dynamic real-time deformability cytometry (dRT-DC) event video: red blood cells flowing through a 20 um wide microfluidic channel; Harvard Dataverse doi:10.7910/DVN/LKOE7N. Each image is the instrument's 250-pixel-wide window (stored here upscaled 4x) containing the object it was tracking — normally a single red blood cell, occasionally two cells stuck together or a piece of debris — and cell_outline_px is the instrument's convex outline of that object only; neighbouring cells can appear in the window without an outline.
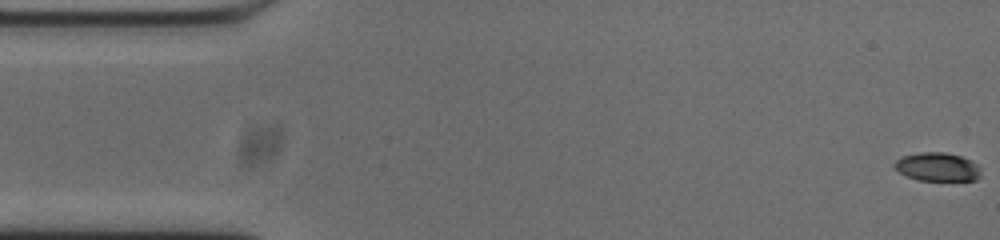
{"species": "common noctule bat (a hibernating species)", "species_latin": "Nyctalus noctula", "temperature_condition": "cold", "stored_images_in_passage": 54, "camera_frame_rate_fps": 3000, "um_per_image_px": 0.085, "animal": {"sex": "male", "body_mass_g": 20.0, "forearm_length_mm": 53.3}, "frame": {"image": 1, "passage_image": 1, "time_ms": 0.0, "image_size_px": [1000, 240], "cell_outline_px": [[980, 176], [976, 180], [920, 180], [908, 176], [900, 172], [892, 164], [896, 160], [904, 156], [920, 152], [944, 152], [960, 156], [976, 164], [980, 168]], "centroid_in_image_um": [79.68, 14.18], "position_along_channel_um": 5.3, "area_um2": 14.1}}
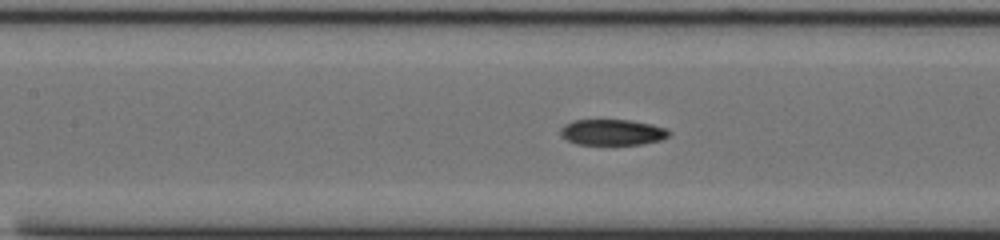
{"frame": {"image": 2, "passage_image": 23, "time_ms": 7.333, "image_size_px": [1000, 240], "cell_outline_px": [[672, 132], [668, 136], [660, 140], [640, 144], [576, 144], [560, 136], [560, 128], [564, 124], [572, 120], [632, 120], [652, 124], [668, 128]], "centroid_in_image_um": [52.05, 11.23], "position_along_channel_um": 155.3, "area_um2": 16.47}}
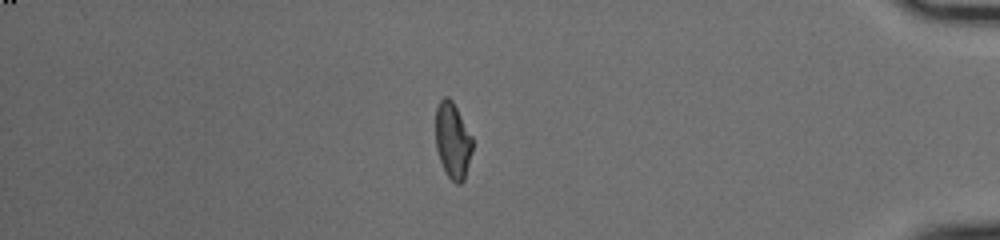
{"frame": {"image": 3, "passage_image": 46, "time_ms": 15.0, "image_size_px": [1000, 240], "cell_outline_px": [[472, 152], [464, 180], [460, 184], [456, 184], [444, 172], [436, 148], [436, 108], [440, 100], [444, 96], [448, 96], [452, 100], [472, 136]], "centroid_in_image_um": [38.48, 11.95], "position_along_channel_um": 396.7, "area_um2": 16.36}, "authors_computed_cell_mechanics": {"area_um2": 16.5308, "velocity_mm_per_s": 3.7465, "shape_relaxation_time_tau1_ms": null, "shape_relaxation_time_tau2_ms": 5.0649, "deformation_change_tau1": null, "deformation_change_tau2": 0.126}}